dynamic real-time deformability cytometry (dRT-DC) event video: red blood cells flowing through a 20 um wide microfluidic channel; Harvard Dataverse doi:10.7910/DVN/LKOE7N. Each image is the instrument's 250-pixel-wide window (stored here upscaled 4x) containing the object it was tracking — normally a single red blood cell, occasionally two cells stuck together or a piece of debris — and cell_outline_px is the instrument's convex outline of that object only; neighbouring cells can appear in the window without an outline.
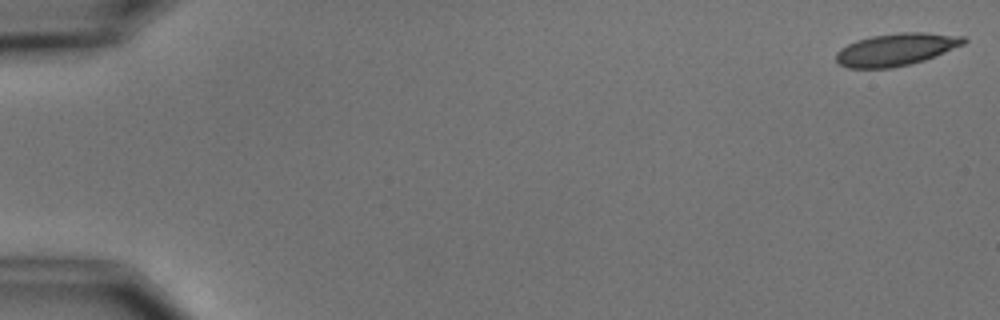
{"species": "common noctule bat (a hibernating species)", "species_latin": "Nyctalus noctula", "temperature_condition": "cold", "stored_images_in_passage": 7, "camera_frame_rate_fps": 3000, "um_per_image_px": 0.085, "animal": {"sex": "male", "body_mass_g": 15.6}, "frame": {"image": 1, "passage_image": 1, "time_ms": 0.0, "image_size_px": [1000, 320], "cell_outline_px": [[968, 40], [964, 44], [924, 60], [892, 68], [848, 68], [840, 64], [836, 60], [836, 52], [840, 48], [856, 40], [872, 36], [900, 32], [924, 32], [964, 36]], "centroid_in_image_um": [76.16, 4.2], "position_along_channel_um": 8.8, "area_um2": 23.99}}
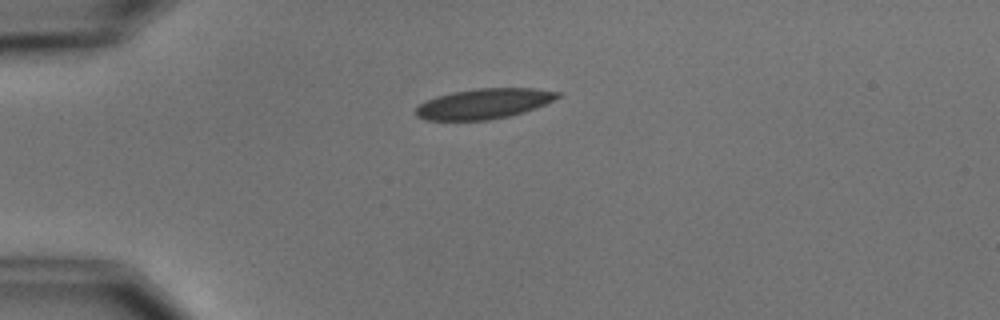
{"frame": {"image": 2, "passage_image": 4, "time_ms": 4.333, "image_size_px": [1000, 320], "cell_outline_px": [[560, 96], [536, 108], [524, 112], [508, 116], [488, 120], [424, 120], [416, 116], [416, 108], [420, 104], [436, 96], [452, 92], [476, 88], [536, 88], [560, 92]], "centroid_in_image_um": [41.12, 8.81], "position_along_channel_um": 43.9, "area_um2": 24.91}}
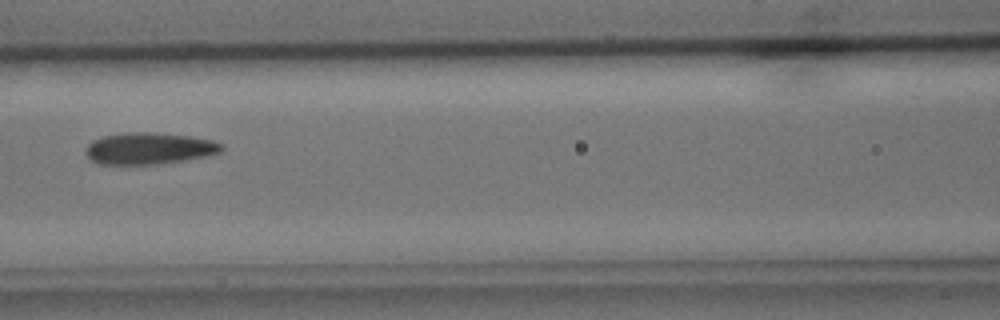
{"frame": {"image": 3, "passage_image": 7, "time_ms": 8.0, "image_size_px": [1000, 320], "cell_outline_px": [[224, 148], [220, 152], [204, 156], [180, 160], [152, 164], [100, 164], [92, 160], [84, 152], [88, 144], [92, 140], [104, 136], [128, 132], [152, 132], [188, 136], [212, 140], [224, 144]], "centroid_in_image_um": [12.65, 12.6], "position_along_channel_um": 153.9, "area_um2": 24.74}}